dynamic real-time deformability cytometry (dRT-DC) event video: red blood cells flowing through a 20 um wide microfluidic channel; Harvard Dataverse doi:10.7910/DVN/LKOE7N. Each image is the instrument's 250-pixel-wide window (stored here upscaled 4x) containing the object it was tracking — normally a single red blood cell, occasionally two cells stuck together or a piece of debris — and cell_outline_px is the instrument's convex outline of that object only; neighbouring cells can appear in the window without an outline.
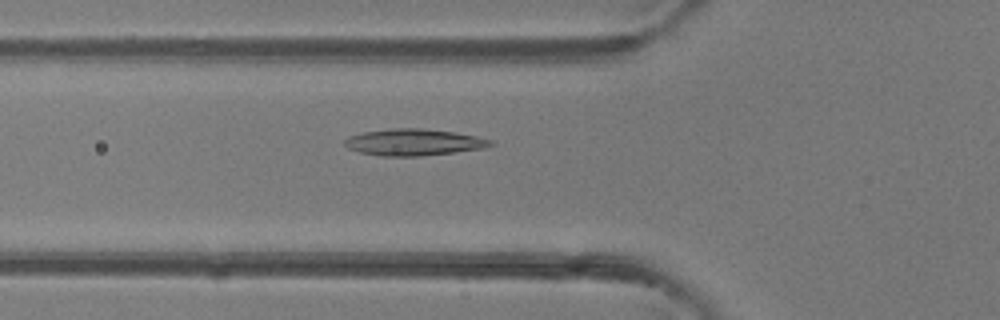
{"species": "common noctule bat (a hibernating species)", "species_latin": "Nyctalus noctula", "temperature_condition": "room temperature", "stored_images_in_passage": 47, "camera_frame_rate_fps": 3000, "um_per_image_px": 0.085, "animal": {"sex": "female"}, "frame": {"image": 1, "passage_image": 16, "time_ms": 5.0, "image_size_px": [1000, 320], "cell_outline_px": [[496, 144], [484, 148], [420, 156], [380, 156], [360, 152], [348, 148], [344, 144], [344, 140], [348, 136], [364, 132], [392, 128], [420, 128], [456, 132], [476, 136], [492, 140]], "centroid_in_image_um": [35.17, 12.08], "position_along_channel_um": 90.6, "area_um2": 22.6}}
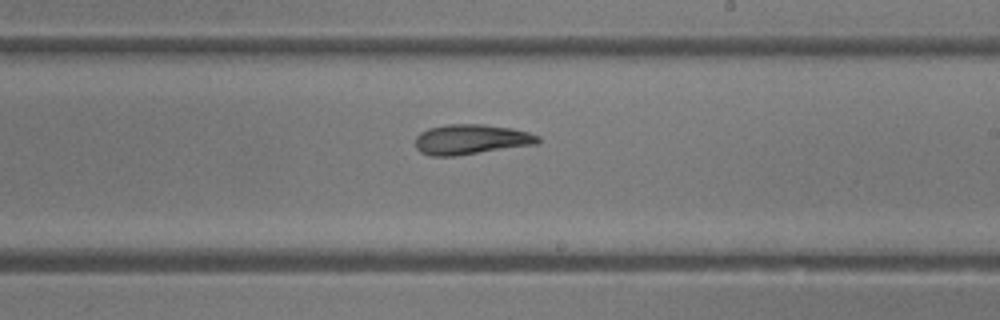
{"frame": {"image": 2, "passage_image": 27, "time_ms": 8.667, "image_size_px": [1000, 320], "cell_outline_px": [[540, 140], [536, 144], [456, 156], [428, 156], [420, 152], [416, 148], [416, 136], [420, 132], [428, 128], [448, 124], [484, 124], [512, 128], [528, 132], [540, 136]], "centroid_in_image_um": [40.02, 11.85], "position_along_channel_um": 249.0, "area_um2": 21.62}}
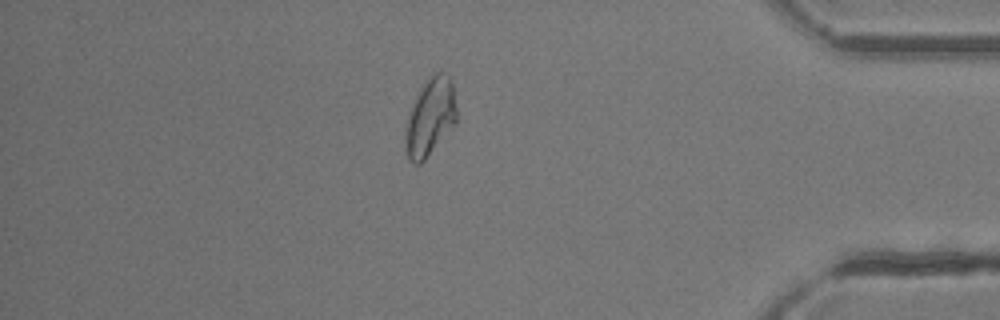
{"frame": {"image": 3, "passage_image": 40, "time_ms": 13.0, "image_size_px": [1000, 320], "cell_outline_px": [[456, 120], [424, 160], [420, 164], [416, 164], [408, 156], [408, 116], [416, 92], [436, 72], [448, 72], [452, 80], [456, 108]], "centroid_in_image_um": [36.61, 9.84], "position_along_channel_um": 398.6, "area_um2": 22.02}, "authors_computed_cell_mechanics": {"area_um2": 22.4842, "velocity_mm_per_s": 4.3028, "shape_relaxation_time_tau1_ms": null, "shape_relaxation_time_tau2_ms": 6.2506, "deformation_change_tau1": null, "deformation_change_tau2": 0.151}}